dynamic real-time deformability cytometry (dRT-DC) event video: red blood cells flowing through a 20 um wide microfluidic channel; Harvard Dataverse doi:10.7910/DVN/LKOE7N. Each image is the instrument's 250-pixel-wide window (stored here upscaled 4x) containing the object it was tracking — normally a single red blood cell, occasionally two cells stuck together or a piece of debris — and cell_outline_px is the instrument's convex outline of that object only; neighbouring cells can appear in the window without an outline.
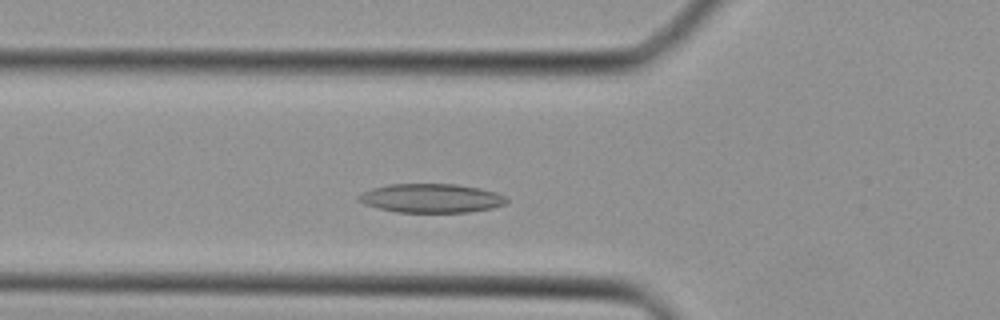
{"species": "Egyptian fruit bat (a non-hibernating species)", "species_latin": "Rousettus aegyptiacus", "temperature_condition": "cold", "stored_images_in_passage": 34, "camera_frame_rate_fps": 3000, "um_per_image_px": 0.085, "animal": {"sex": "female"}, "frame": {"image": 1, "passage_image": 8, "time_ms": 2.333, "image_size_px": [1000, 320], "cell_outline_px": [[508, 200], [504, 204], [492, 208], [468, 212], [396, 212], [364, 204], [356, 200], [356, 196], [372, 188], [388, 184], [456, 184], [480, 188], [496, 192], [504, 196]], "centroid_in_image_um": [36.63, 16.84], "position_along_channel_um": 89.2, "area_um2": 24.91}}
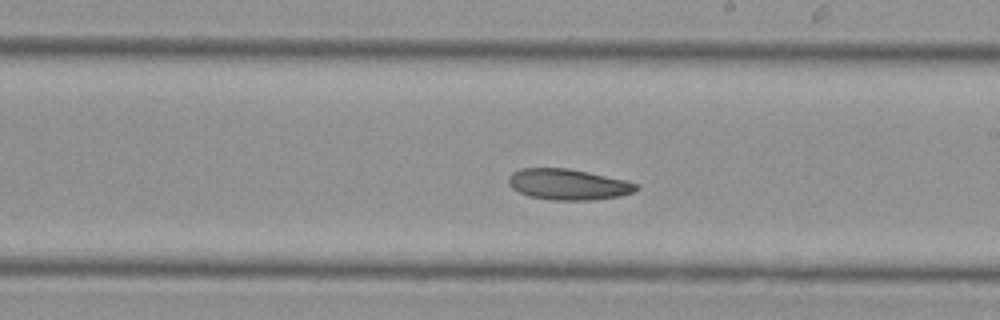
{"frame": {"image": 2, "passage_image": 17, "time_ms": 5.333, "image_size_px": [1000, 320], "cell_outline_px": [[640, 188], [636, 192], [620, 196], [596, 200], [552, 200], [528, 196], [512, 188], [508, 184], [508, 176], [512, 172], [520, 168], [568, 168], [628, 180], [636, 184]], "centroid_in_image_um": [48.31, 15.67], "position_along_channel_um": 240.7, "area_um2": 23.29}}
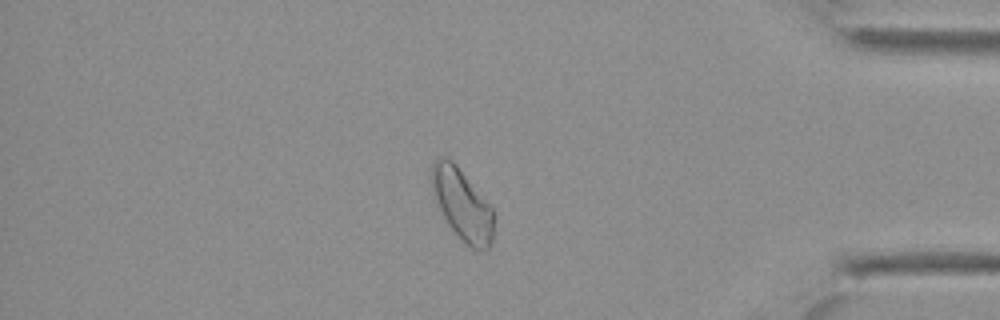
{"frame": {"image": 3, "passage_image": 28, "time_ms": 9.0, "image_size_px": [1000, 320], "cell_outline_px": [[496, 216], [492, 240], [488, 248], [480, 252], [472, 248], [448, 224], [432, 196], [432, 160], [440, 156], [444, 156], [452, 160], [456, 164], [496, 212]], "centroid_in_image_um": [39.31, 17.36], "position_along_channel_um": 395.9, "area_um2": 25.95}}